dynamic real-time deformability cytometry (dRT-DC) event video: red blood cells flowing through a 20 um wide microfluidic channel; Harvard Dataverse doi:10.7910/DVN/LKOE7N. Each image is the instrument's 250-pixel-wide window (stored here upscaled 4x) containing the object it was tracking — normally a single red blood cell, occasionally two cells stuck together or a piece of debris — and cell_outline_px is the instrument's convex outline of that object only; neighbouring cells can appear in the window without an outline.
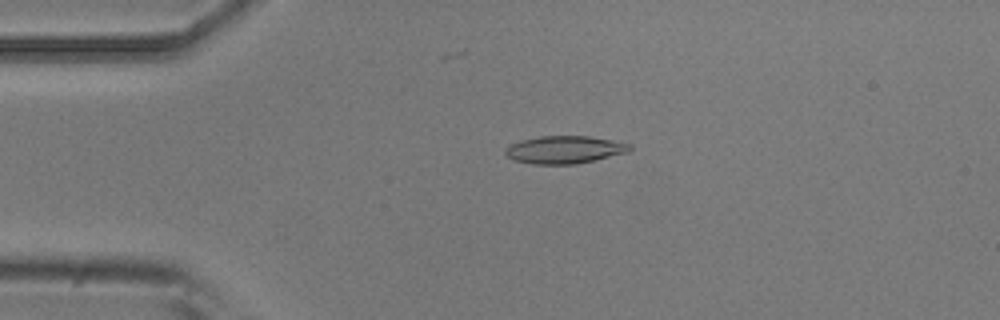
{"species": "common noctule bat (a hibernating species)", "species_latin": "Nyctalus noctula", "temperature_condition": "room temperature", "stored_images_in_passage": 2, "camera_frame_rate_fps": 3000, "um_per_image_px": 0.085, "animal": {"sex": "male", "body_mass_g": 20.5, "forearm_length_mm": 52.5}, "frame": {"image": 1, "passage_image": 1, "time_ms": 0.0, "image_size_px": [1000, 320], "cell_outline_px": [[632, 148], [628, 152], [576, 164], [532, 164], [516, 160], [508, 156], [504, 152], [504, 148], [520, 140], [540, 136], [588, 136], [612, 140], [632, 144]], "centroid_in_image_um": [47.99, 12.72], "position_along_channel_um": 37.0, "area_um2": 19.94}}